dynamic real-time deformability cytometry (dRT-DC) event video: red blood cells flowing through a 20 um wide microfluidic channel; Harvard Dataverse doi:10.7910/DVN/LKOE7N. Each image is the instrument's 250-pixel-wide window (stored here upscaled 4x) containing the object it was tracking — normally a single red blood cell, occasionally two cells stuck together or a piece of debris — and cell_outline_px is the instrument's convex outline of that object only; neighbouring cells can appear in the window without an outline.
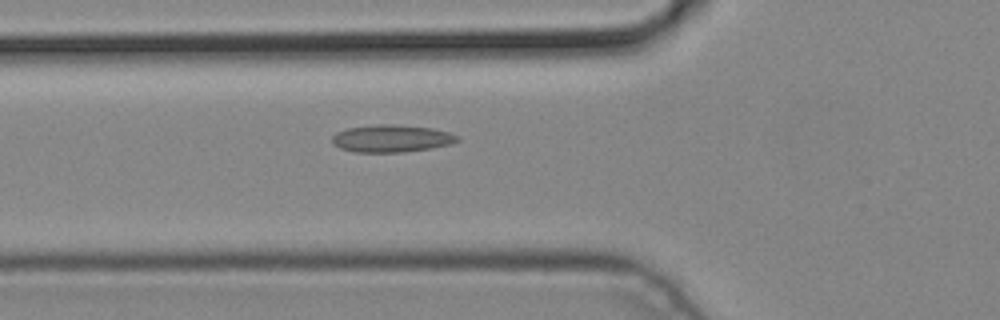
{"species": "common noctule bat (a hibernating species)", "species_latin": "Nyctalus noctula", "temperature_condition": "cold", "stored_images_in_passage": 4, "camera_frame_rate_fps": 3000, "um_per_image_px": 0.085, "animal": {"sex": "male", "body_mass_g": 19.2, "forearm_length_mm": 51.8}, "frame": {"image": 1, "passage_image": 4, "time_ms": 1.0, "image_size_px": [1000, 320], "cell_outline_px": [[460, 140], [452, 144], [432, 148], [404, 152], [356, 152], [340, 148], [332, 140], [332, 136], [336, 132], [348, 128], [376, 124], [392, 124], [432, 128], [448, 132], [460, 136]], "centroid_in_image_um": [33.32, 11.77], "position_along_channel_um": 92.5, "area_um2": 20.0}}